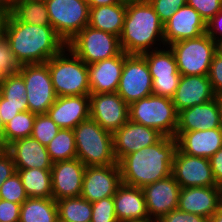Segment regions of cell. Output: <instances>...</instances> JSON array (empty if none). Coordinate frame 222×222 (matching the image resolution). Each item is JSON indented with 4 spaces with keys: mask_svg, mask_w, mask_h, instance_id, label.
Segmentation results:
<instances>
[{
    "mask_svg": "<svg viewBox=\"0 0 222 222\" xmlns=\"http://www.w3.org/2000/svg\"><path fill=\"white\" fill-rule=\"evenodd\" d=\"M2 35L21 65L46 63L67 47L51 25L22 23L8 14L3 21Z\"/></svg>",
    "mask_w": 222,
    "mask_h": 222,
    "instance_id": "obj_1",
    "label": "cell"
},
{
    "mask_svg": "<svg viewBox=\"0 0 222 222\" xmlns=\"http://www.w3.org/2000/svg\"><path fill=\"white\" fill-rule=\"evenodd\" d=\"M177 140L163 136L158 142L124 156L119 162L122 183L143 188L172 174Z\"/></svg>",
    "mask_w": 222,
    "mask_h": 222,
    "instance_id": "obj_2",
    "label": "cell"
},
{
    "mask_svg": "<svg viewBox=\"0 0 222 222\" xmlns=\"http://www.w3.org/2000/svg\"><path fill=\"white\" fill-rule=\"evenodd\" d=\"M156 41L164 42V24L150 2L126 0L124 27L120 46L127 54L150 52Z\"/></svg>",
    "mask_w": 222,
    "mask_h": 222,
    "instance_id": "obj_3",
    "label": "cell"
},
{
    "mask_svg": "<svg viewBox=\"0 0 222 222\" xmlns=\"http://www.w3.org/2000/svg\"><path fill=\"white\" fill-rule=\"evenodd\" d=\"M46 64L48 65L57 97L91 94L88 65L71 49L64 48L56 56L48 60Z\"/></svg>",
    "mask_w": 222,
    "mask_h": 222,
    "instance_id": "obj_4",
    "label": "cell"
},
{
    "mask_svg": "<svg viewBox=\"0 0 222 222\" xmlns=\"http://www.w3.org/2000/svg\"><path fill=\"white\" fill-rule=\"evenodd\" d=\"M73 132L76 158L80 159L86 167L117 164L113 133L103 129L91 118L80 122Z\"/></svg>",
    "mask_w": 222,
    "mask_h": 222,
    "instance_id": "obj_5",
    "label": "cell"
},
{
    "mask_svg": "<svg viewBox=\"0 0 222 222\" xmlns=\"http://www.w3.org/2000/svg\"><path fill=\"white\" fill-rule=\"evenodd\" d=\"M129 120L156 129L163 136L175 137L178 112L172 99L154 94L129 104Z\"/></svg>",
    "mask_w": 222,
    "mask_h": 222,
    "instance_id": "obj_6",
    "label": "cell"
},
{
    "mask_svg": "<svg viewBox=\"0 0 222 222\" xmlns=\"http://www.w3.org/2000/svg\"><path fill=\"white\" fill-rule=\"evenodd\" d=\"M168 48L174 54L181 75H208L216 50L215 41L207 33L174 42Z\"/></svg>",
    "mask_w": 222,
    "mask_h": 222,
    "instance_id": "obj_7",
    "label": "cell"
},
{
    "mask_svg": "<svg viewBox=\"0 0 222 222\" xmlns=\"http://www.w3.org/2000/svg\"><path fill=\"white\" fill-rule=\"evenodd\" d=\"M67 47L87 65L122 52L118 36L88 25L67 43Z\"/></svg>",
    "mask_w": 222,
    "mask_h": 222,
    "instance_id": "obj_8",
    "label": "cell"
},
{
    "mask_svg": "<svg viewBox=\"0 0 222 222\" xmlns=\"http://www.w3.org/2000/svg\"><path fill=\"white\" fill-rule=\"evenodd\" d=\"M50 25L67 44L89 22L86 0H45Z\"/></svg>",
    "mask_w": 222,
    "mask_h": 222,
    "instance_id": "obj_9",
    "label": "cell"
},
{
    "mask_svg": "<svg viewBox=\"0 0 222 222\" xmlns=\"http://www.w3.org/2000/svg\"><path fill=\"white\" fill-rule=\"evenodd\" d=\"M19 74L25 82L28 111L46 114L57 98L48 65L24 64Z\"/></svg>",
    "mask_w": 222,
    "mask_h": 222,
    "instance_id": "obj_10",
    "label": "cell"
},
{
    "mask_svg": "<svg viewBox=\"0 0 222 222\" xmlns=\"http://www.w3.org/2000/svg\"><path fill=\"white\" fill-rule=\"evenodd\" d=\"M129 105L153 94L152 77L143 55L128 54L116 91Z\"/></svg>",
    "mask_w": 222,
    "mask_h": 222,
    "instance_id": "obj_11",
    "label": "cell"
},
{
    "mask_svg": "<svg viewBox=\"0 0 222 222\" xmlns=\"http://www.w3.org/2000/svg\"><path fill=\"white\" fill-rule=\"evenodd\" d=\"M172 175L180 188L217 186L209 159L186 155L178 148L174 155Z\"/></svg>",
    "mask_w": 222,
    "mask_h": 222,
    "instance_id": "obj_12",
    "label": "cell"
},
{
    "mask_svg": "<svg viewBox=\"0 0 222 222\" xmlns=\"http://www.w3.org/2000/svg\"><path fill=\"white\" fill-rule=\"evenodd\" d=\"M122 184L119 164L86 167L80 197L93 203L113 197Z\"/></svg>",
    "mask_w": 222,
    "mask_h": 222,
    "instance_id": "obj_13",
    "label": "cell"
},
{
    "mask_svg": "<svg viewBox=\"0 0 222 222\" xmlns=\"http://www.w3.org/2000/svg\"><path fill=\"white\" fill-rule=\"evenodd\" d=\"M90 118L114 133L129 120V105L114 93L90 94Z\"/></svg>",
    "mask_w": 222,
    "mask_h": 222,
    "instance_id": "obj_14",
    "label": "cell"
},
{
    "mask_svg": "<svg viewBox=\"0 0 222 222\" xmlns=\"http://www.w3.org/2000/svg\"><path fill=\"white\" fill-rule=\"evenodd\" d=\"M85 170L86 166L78 158L54 162L51 168L53 199L80 197Z\"/></svg>",
    "mask_w": 222,
    "mask_h": 222,
    "instance_id": "obj_15",
    "label": "cell"
},
{
    "mask_svg": "<svg viewBox=\"0 0 222 222\" xmlns=\"http://www.w3.org/2000/svg\"><path fill=\"white\" fill-rule=\"evenodd\" d=\"M142 191L150 219L158 221L170 211L178 208L181 188L172 174L146 185Z\"/></svg>",
    "mask_w": 222,
    "mask_h": 222,
    "instance_id": "obj_16",
    "label": "cell"
},
{
    "mask_svg": "<svg viewBox=\"0 0 222 222\" xmlns=\"http://www.w3.org/2000/svg\"><path fill=\"white\" fill-rule=\"evenodd\" d=\"M163 137L156 129L128 120L113 133L114 155L117 163L126 155L154 145Z\"/></svg>",
    "mask_w": 222,
    "mask_h": 222,
    "instance_id": "obj_17",
    "label": "cell"
},
{
    "mask_svg": "<svg viewBox=\"0 0 222 222\" xmlns=\"http://www.w3.org/2000/svg\"><path fill=\"white\" fill-rule=\"evenodd\" d=\"M205 33L206 22L194 8L186 4L164 24L165 46L186 39L198 38Z\"/></svg>",
    "mask_w": 222,
    "mask_h": 222,
    "instance_id": "obj_18",
    "label": "cell"
},
{
    "mask_svg": "<svg viewBox=\"0 0 222 222\" xmlns=\"http://www.w3.org/2000/svg\"><path fill=\"white\" fill-rule=\"evenodd\" d=\"M174 138L182 153L209 159L222 147V128L176 131Z\"/></svg>",
    "mask_w": 222,
    "mask_h": 222,
    "instance_id": "obj_19",
    "label": "cell"
},
{
    "mask_svg": "<svg viewBox=\"0 0 222 222\" xmlns=\"http://www.w3.org/2000/svg\"><path fill=\"white\" fill-rule=\"evenodd\" d=\"M177 112L215 99L208 75H181L179 85L171 98Z\"/></svg>",
    "mask_w": 222,
    "mask_h": 222,
    "instance_id": "obj_20",
    "label": "cell"
},
{
    "mask_svg": "<svg viewBox=\"0 0 222 222\" xmlns=\"http://www.w3.org/2000/svg\"><path fill=\"white\" fill-rule=\"evenodd\" d=\"M127 55L122 51L118 56L88 65L91 94L114 93L117 91Z\"/></svg>",
    "mask_w": 222,
    "mask_h": 222,
    "instance_id": "obj_21",
    "label": "cell"
},
{
    "mask_svg": "<svg viewBox=\"0 0 222 222\" xmlns=\"http://www.w3.org/2000/svg\"><path fill=\"white\" fill-rule=\"evenodd\" d=\"M221 206V188L188 187L181 188L178 209L184 212L210 218Z\"/></svg>",
    "mask_w": 222,
    "mask_h": 222,
    "instance_id": "obj_22",
    "label": "cell"
},
{
    "mask_svg": "<svg viewBox=\"0 0 222 222\" xmlns=\"http://www.w3.org/2000/svg\"><path fill=\"white\" fill-rule=\"evenodd\" d=\"M47 114L60 128L74 129L80 122L90 118V97H57Z\"/></svg>",
    "mask_w": 222,
    "mask_h": 222,
    "instance_id": "obj_23",
    "label": "cell"
},
{
    "mask_svg": "<svg viewBox=\"0 0 222 222\" xmlns=\"http://www.w3.org/2000/svg\"><path fill=\"white\" fill-rule=\"evenodd\" d=\"M5 149L12 155L16 170L52 168L47 147L31 136L15 140Z\"/></svg>",
    "mask_w": 222,
    "mask_h": 222,
    "instance_id": "obj_24",
    "label": "cell"
},
{
    "mask_svg": "<svg viewBox=\"0 0 222 222\" xmlns=\"http://www.w3.org/2000/svg\"><path fill=\"white\" fill-rule=\"evenodd\" d=\"M118 222L149 219L142 188L121 184L113 196Z\"/></svg>",
    "mask_w": 222,
    "mask_h": 222,
    "instance_id": "obj_25",
    "label": "cell"
},
{
    "mask_svg": "<svg viewBox=\"0 0 222 222\" xmlns=\"http://www.w3.org/2000/svg\"><path fill=\"white\" fill-rule=\"evenodd\" d=\"M222 128L218 105L215 99L204 104L182 109L178 112L176 131H194Z\"/></svg>",
    "mask_w": 222,
    "mask_h": 222,
    "instance_id": "obj_26",
    "label": "cell"
},
{
    "mask_svg": "<svg viewBox=\"0 0 222 222\" xmlns=\"http://www.w3.org/2000/svg\"><path fill=\"white\" fill-rule=\"evenodd\" d=\"M126 15V0L113 5L89 8L88 26L120 38Z\"/></svg>",
    "mask_w": 222,
    "mask_h": 222,
    "instance_id": "obj_27",
    "label": "cell"
},
{
    "mask_svg": "<svg viewBox=\"0 0 222 222\" xmlns=\"http://www.w3.org/2000/svg\"><path fill=\"white\" fill-rule=\"evenodd\" d=\"M19 222H58L56 201L53 198H27L21 204Z\"/></svg>",
    "mask_w": 222,
    "mask_h": 222,
    "instance_id": "obj_28",
    "label": "cell"
},
{
    "mask_svg": "<svg viewBox=\"0 0 222 222\" xmlns=\"http://www.w3.org/2000/svg\"><path fill=\"white\" fill-rule=\"evenodd\" d=\"M21 178L28 198H53L51 169H19L16 170Z\"/></svg>",
    "mask_w": 222,
    "mask_h": 222,
    "instance_id": "obj_29",
    "label": "cell"
},
{
    "mask_svg": "<svg viewBox=\"0 0 222 222\" xmlns=\"http://www.w3.org/2000/svg\"><path fill=\"white\" fill-rule=\"evenodd\" d=\"M8 15L15 21L39 26L50 25L45 0H20L10 8Z\"/></svg>",
    "mask_w": 222,
    "mask_h": 222,
    "instance_id": "obj_30",
    "label": "cell"
},
{
    "mask_svg": "<svg viewBox=\"0 0 222 222\" xmlns=\"http://www.w3.org/2000/svg\"><path fill=\"white\" fill-rule=\"evenodd\" d=\"M155 48V49H154ZM150 52L142 54L146 59L152 78L181 77L171 49L154 47ZM159 49V50H158Z\"/></svg>",
    "mask_w": 222,
    "mask_h": 222,
    "instance_id": "obj_31",
    "label": "cell"
},
{
    "mask_svg": "<svg viewBox=\"0 0 222 222\" xmlns=\"http://www.w3.org/2000/svg\"><path fill=\"white\" fill-rule=\"evenodd\" d=\"M58 222H91L92 203L82 197L56 201Z\"/></svg>",
    "mask_w": 222,
    "mask_h": 222,
    "instance_id": "obj_32",
    "label": "cell"
},
{
    "mask_svg": "<svg viewBox=\"0 0 222 222\" xmlns=\"http://www.w3.org/2000/svg\"><path fill=\"white\" fill-rule=\"evenodd\" d=\"M46 147L53 163L76 158L77 153L73 129L61 128Z\"/></svg>",
    "mask_w": 222,
    "mask_h": 222,
    "instance_id": "obj_33",
    "label": "cell"
},
{
    "mask_svg": "<svg viewBox=\"0 0 222 222\" xmlns=\"http://www.w3.org/2000/svg\"><path fill=\"white\" fill-rule=\"evenodd\" d=\"M36 114L30 111L19 112L4 126L3 148L15 140L30 137Z\"/></svg>",
    "mask_w": 222,
    "mask_h": 222,
    "instance_id": "obj_34",
    "label": "cell"
},
{
    "mask_svg": "<svg viewBox=\"0 0 222 222\" xmlns=\"http://www.w3.org/2000/svg\"><path fill=\"white\" fill-rule=\"evenodd\" d=\"M0 94L4 105L27 106V94L23 77L19 73L5 75L0 81Z\"/></svg>",
    "mask_w": 222,
    "mask_h": 222,
    "instance_id": "obj_35",
    "label": "cell"
},
{
    "mask_svg": "<svg viewBox=\"0 0 222 222\" xmlns=\"http://www.w3.org/2000/svg\"><path fill=\"white\" fill-rule=\"evenodd\" d=\"M61 128L46 114H36L31 137L47 146Z\"/></svg>",
    "mask_w": 222,
    "mask_h": 222,
    "instance_id": "obj_36",
    "label": "cell"
},
{
    "mask_svg": "<svg viewBox=\"0 0 222 222\" xmlns=\"http://www.w3.org/2000/svg\"><path fill=\"white\" fill-rule=\"evenodd\" d=\"M27 198L28 196L17 172L0 186V199L22 204Z\"/></svg>",
    "mask_w": 222,
    "mask_h": 222,
    "instance_id": "obj_37",
    "label": "cell"
},
{
    "mask_svg": "<svg viewBox=\"0 0 222 222\" xmlns=\"http://www.w3.org/2000/svg\"><path fill=\"white\" fill-rule=\"evenodd\" d=\"M91 222H118L113 197L104 198L92 203Z\"/></svg>",
    "mask_w": 222,
    "mask_h": 222,
    "instance_id": "obj_38",
    "label": "cell"
},
{
    "mask_svg": "<svg viewBox=\"0 0 222 222\" xmlns=\"http://www.w3.org/2000/svg\"><path fill=\"white\" fill-rule=\"evenodd\" d=\"M21 67V63L11 51L9 42L3 35L0 36V69L8 75L19 73Z\"/></svg>",
    "mask_w": 222,
    "mask_h": 222,
    "instance_id": "obj_39",
    "label": "cell"
},
{
    "mask_svg": "<svg viewBox=\"0 0 222 222\" xmlns=\"http://www.w3.org/2000/svg\"><path fill=\"white\" fill-rule=\"evenodd\" d=\"M150 3L160 21L165 24L180 7L187 4V0H151Z\"/></svg>",
    "mask_w": 222,
    "mask_h": 222,
    "instance_id": "obj_40",
    "label": "cell"
},
{
    "mask_svg": "<svg viewBox=\"0 0 222 222\" xmlns=\"http://www.w3.org/2000/svg\"><path fill=\"white\" fill-rule=\"evenodd\" d=\"M187 5L194 8L207 23L222 9V0H187Z\"/></svg>",
    "mask_w": 222,
    "mask_h": 222,
    "instance_id": "obj_41",
    "label": "cell"
},
{
    "mask_svg": "<svg viewBox=\"0 0 222 222\" xmlns=\"http://www.w3.org/2000/svg\"><path fill=\"white\" fill-rule=\"evenodd\" d=\"M181 77L152 78V90L156 96L172 98Z\"/></svg>",
    "mask_w": 222,
    "mask_h": 222,
    "instance_id": "obj_42",
    "label": "cell"
},
{
    "mask_svg": "<svg viewBox=\"0 0 222 222\" xmlns=\"http://www.w3.org/2000/svg\"><path fill=\"white\" fill-rule=\"evenodd\" d=\"M208 78L215 95L222 93V56L216 53L210 65Z\"/></svg>",
    "mask_w": 222,
    "mask_h": 222,
    "instance_id": "obj_43",
    "label": "cell"
},
{
    "mask_svg": "<svg viewBox=\"0 0 222 222\" xmlns=\"http://www.w3.org/2000/svg\"><path fill=\"white\" fill-rule=\"evenodd\" d=\"M157 222H209V219L197 214L181 211L177 208L164 215Z\"/></svg>",
    "mask_w": 222,
    "mask_h": 222,
    "instance_id": "obj_44",
    "label": "cell"
},
{
    "mask_svg": "<svg viewBox=\"0 0 222 222\" xmlns=\"http://www.w3.org/2000/svg\"><path fill=\"white\" fill-rule=\"evenodd\" d=\"M21 204L0 199V222H19Z\"/></svg>",
    "mask_w": 222,
    "mask_h": 222,
    "instance_id": "obj_45",
    "label": "cell"
},
{
    "mask_svg": "<svg viewBox=\"0 0 222 222\" xmlns=\"http://www.w3.org/2000/svg\"><path fill=\"white\" fill-rule=\"evenodd\" d=\"M16 172L12 155L5 149L0 148V186Z\"/></svg>",
    "mask_w": 222,
    "mask_h": 222,
    "instance_id": "obj_46",
    "label": "cell"
},
{
    "mask_svg": "<svg viewBox=\"0 0 222 222\" xmlns=\"http://www.w3.org/2000/svg\"><path fill=\"white\" fill-rule=\"evenodd\" d=\"M28 111V106L4 105V97L0 94V117L4 125L19 112Z\"/></svg>",
    "mask_w": 222,
    "mask_h": 222,
    "instance_id": "obj_47",
    "label": "cell"
},
{
    "mask_svg": "<svg viewBox=\"0 0 222 222\" xmlns=\"http://www.w3.org/2000/svg\"><path fill=\"white\" fill-rule=\"evenodd\" d=\"M206 33L214 41L222 38V9L206 23Z\"/></svg>",
    "mask_w": 222,
    "mask_h": 222,
    "instance_id": "obj_48",
    "label": "cell"
},
{
    "mask_svg": "<svg viewBox=\"0 0 222 222\" xmlns=\"http://www.w3.org/2000/svg\"><path fill=\"white\" fill-rule=\"evenodd\" d=\"M216 185L222 187V147L209 158Z\"/></svg>",
    "mask_w": 222,
    "mask_h": 222,
    "instance_id": "obj_49",
    "label": "cell"
},
{
    "mask_svg": "<svg viewBox=\"0 0 222 222\" xmlns=\"http://www.w3.org/2000/svg\"><path fill=\"white\" fill-rule=\"evenodd\" d=\"M89 8L120 3L122 0H86Z\"/></svg>",
    "mask_w": 222,
    "mask_h": 222,
    "instance_id": "obj_50",
    "label": "cell"
},
{
    "mask_svg": "<svg viewBox=\"0 0 222 222\" xmlns=\"http://www.w3.org/2000/svg\"><path fill=\"white\" fill-rule=\"evenodd\" d=\"M209 222H222V205L218 210L209 218Z\"/></svg>",
    "mask_w": 222,
    "mask_h": 222,
    "instance_id": "obj_51",
    "label": "cell"
},
{
    "mask_svg": "<svg viewBox=\"0 0 222 222\" xmlns=\"http://www.w3.org/2000/svg\"><path fill=\"white\" fill-rule=\"evenodd\" d=\"M215 100L218 105L220 122H221V126H222V93L215 95Z\"/></svg>",
    "mask_w": 222,
    "mask_h": 222,
    "instance_id": "obj_52",
    "label": "cell"
},
{
    "mask_svg": "<svg viewBox=\"0 0 222 222\" xmlns=\"http://www.w3.org/2000/svg\"><path fill=\"white\" fill-rule=\"evenodd\" d=\"M216 54L222 56V38L215 40Z\"/></svg>",
    "mask_w": 222,
    "mask_h": 222,
    "instance_id": "obj_53",
    "label": "cell"
},
{
    "mask_svg": "<svg viewBox=\"0 0 222 222\" xmlns=\"http://www.w3.org/2000/svg\"><path fill=\"white\" fill-rule=\"evenodd\" d=\"M4 123L0 117V148H3Z\"/></svg>",
    "mask_w": 222,
    "mask_h": 222,
    "instance_id": "obj_54",
    "label": "cell"
},
{
    "mask_svg": "<svg viewBox=\"0 0 222 222\" xmlns=\"http://www.w3.org/2000/svg\"><path fill=\"white\" fill-rule=\"evenodd\" d=\"M9 13V7L0 0V14H8Z\"/></svg>",
    "mask_w": 222,
    "mask_h": 222,
    "instance_id": "obj_55",
    "label": "cell"
},
{
    "mask_svg": "<svg viewBox=\"0 0 222 222\" xmlns=\"http://www.w3.org/2000/svg\"><path fill=\"white\" fill-rule=\"evenodd\" d=\"M7 14H0V36H2L3 21Z\"/></svg>",
    "mask_w": 222,
    "mask_h": 222,
    "instance_id": "obj_56",
    "label": "cell"
},
{
    "mask_svg": "<svg viewBox=\"0 0 222 222\" xmlns=\"http://www.w3.org/2000/svg\"><path fill=\"white\" fill-rule=\"evenodd\" d=\"M9 8L16 2L20 0H2Z\"/></svg>",
    "mask_w": 222,
    "mask_h": 222,
    "instance_id": "obj_57",
    "label": "cell"
},
{
    "mask_svg": "<svg viewBox=\"0 0 222 222\" xmlns=\"http://www.w3.org/2000/svg\"><path fill=\"white\" fill-rule=\"evenodd\" d=\"M123 222H157L153 219H145V220H134V221H123Z\"/></svg>",
    "mask_w": 222,
    "mask_h": 222,
    "instance_id": "obj_58",
    "label": "cell"
},
{
    "mask_svg": "<svg viewBox=\"0 0 222 222\" xmlns=\"http://www.w3.org/2000/svg\"><path fill=\"white\" fill-rule=\"evenodd\" d=\"M6 74L0 69V81Z\"/></svg>",
    "mask_w": 222,
    "mask_h": 222,
    "instance_id": "obj_59",
    "label": "cell"
},
{
    "mask_svg": "<svg viewBox=\"0 0 222 222\" xmlns=\"http://www.w3.org/2000/svg\"><path fill=\"white\" fill-rule=\"evenodd\" d=\"M133 1H137V2H150L151 0H133Z\"/></svg>",
    "mask_w": 222,
    "mask_h": 222,
    "instance_id": "obj_60",
    "label": "cell"
},
{
    "mask_svg": "<svg viewBox=\"0 0 222 222\" xmlns=\"http://www.w3.org/2000/svg\"><path fill=\"white\" fill-rule=\"evenodd\" d=\"M221 205H222V187H221Z\"/></svg>",
    "mask_w": 222,
    "mask_h": 222,
    "instance_id": "obj_61",
    "label": "cell"
}]
</instances>
